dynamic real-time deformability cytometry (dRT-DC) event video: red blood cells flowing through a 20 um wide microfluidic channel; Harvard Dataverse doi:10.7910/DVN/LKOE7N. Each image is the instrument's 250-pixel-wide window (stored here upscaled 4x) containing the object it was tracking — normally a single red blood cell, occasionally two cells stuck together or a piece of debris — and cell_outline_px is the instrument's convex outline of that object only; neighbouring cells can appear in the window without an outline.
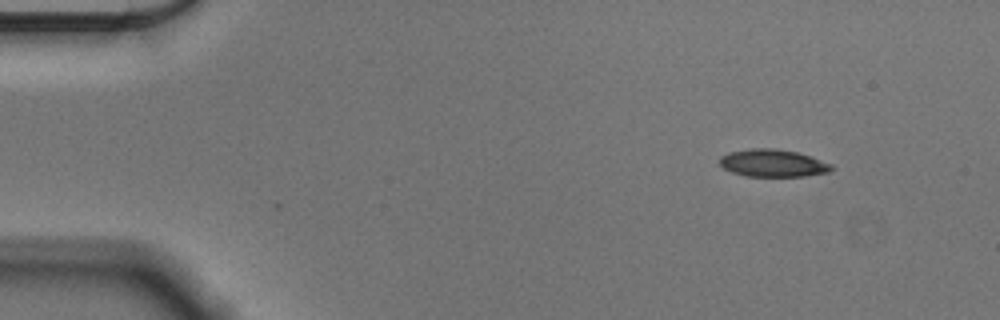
{"species": "Egyptian fruit bat (a non-hibernating species)", "species_latin": "Rousettus aegyptiacus", "temperature_condition": "cold", "stored_images_in_passage": 51, "camera_frame_rate_fps": 3000, "um_per_image_px": 0.085, "animal": {"sex": "male"}, "frame": {"image": 1, "passage_image": 1, "time_ms": 0.0, "image_size_px": [1000, 320], "cell_outline_px": [[832, 168], [828, 172], [804, 176], [744, 176], [732, 172], [724, 168], [720, 164], [720, 156], [728, 152], [752, 148], [776, 148], [796, 152], [832, 164]], "centroid_in_image_um": [65.65, 13.86], "position_along_channel_um": 19.4, "area_um2": 17.74}}
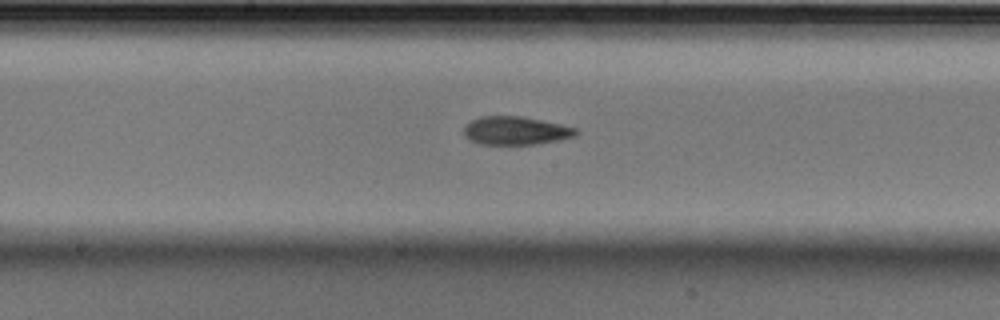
{"frame": {"image": 2, "passage_image": 24, "time_ms": 7.667, "image_size_px": [1000, 320], "cell_outline_px": [[580, 132], [576, 136], [560, 140], [536, 144], [480, 144], [468, 140], [464, 136], [464, 124], [480, 116], [520, 116], [560, 124], [576, 128]], "centroid_in_image_um": [43.82, 11.11], "position_along_channel_um": 204.4, "area_um2": 18.61}}
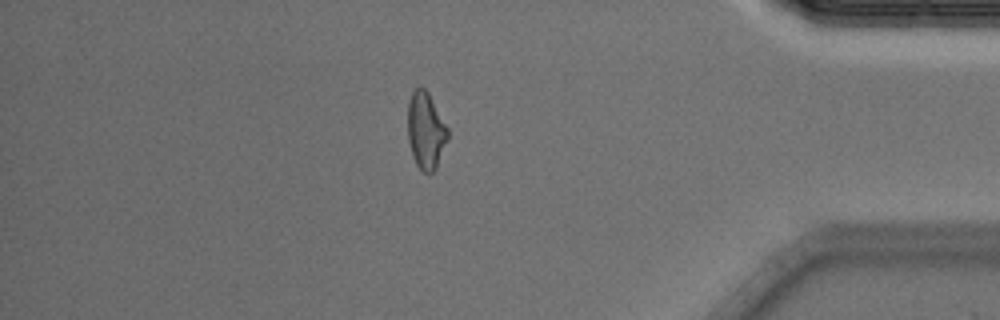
{"frame": {"image": 3, "passage_image": 43, "time_ms": 14.0, "image_size_px": [1000, 320], "cell_outline_px": [[448, 140], [436, 168], [432, 172], [424, 172], [416, 164], [412, 156], [408, 140], [408, 104], [412, 92], [416, 88], [424, 88], [428, 92], [448, 128]], "centroid_in_image_um": [36.19, 11.11], "position_along_channel_um": 399.0, "area_um2": 17.8}, "authors_computed_cell_mechanics": {"area_um2": 18.496, "velocity_mm_per_s": 3.5816, "shape_relaxation_time_tau1_ms": 2.9561, "shape_relaxation_time_tau2_ms": 5.4913, "deformation_change_tau1": 0.1195, "deformation_change_tau2": 0.134}}